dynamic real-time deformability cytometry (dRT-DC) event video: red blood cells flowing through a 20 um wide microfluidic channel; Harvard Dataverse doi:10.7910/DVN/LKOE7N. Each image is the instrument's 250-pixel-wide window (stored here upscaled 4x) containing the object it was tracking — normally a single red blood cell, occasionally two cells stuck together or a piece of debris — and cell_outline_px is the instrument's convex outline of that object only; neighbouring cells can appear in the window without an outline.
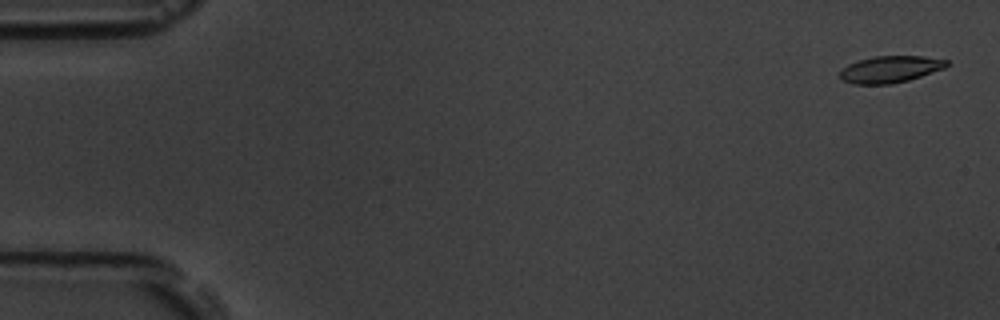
{"species": "common noctule bat (a hibernating species)", "species_latin": "Nyctalus noctula", "temperature_condition": "room temperature", "stored_images_in_passage": 54, "camera_frame_rate_fps": 3000, "um_per_image_px": 0.085, "animal": {"sex": "male", "body_mass_g": 19.5, "forearm_length_mm": 54.6}, "frame": {"image": 1, "passage_image": 2, "time_ms": 0.333, "image_size_px": [1000, 320], "cell_outline_px": [[948, 64], [944, 68], [908, 80], [892, 84], [852, 84], [844, 80], [840, 76], [840, 68], [848, 64], [860, 60], [876, 56], [924, 56], [948, 60]], "centroid_in_image_um": [75.65, 5.89], "position_along_channel_um": 9.4, "area_um2": 16.53}}
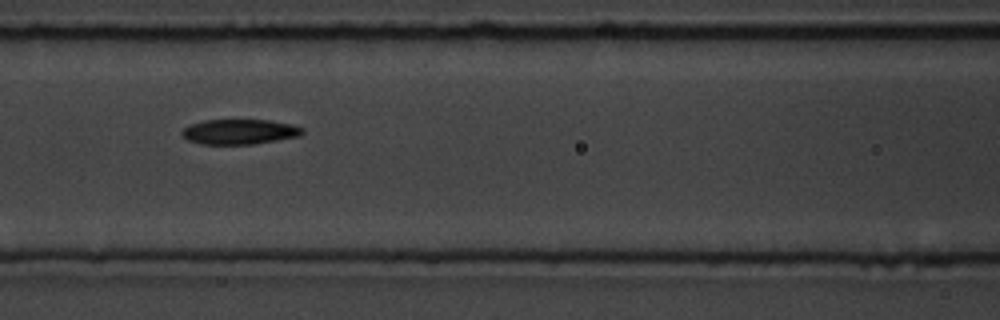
{"frame": {"image": 2, "passage_image": 24, "time_ms": 7.667, "image_size_px": [1000, 320], "cell_outline_px": [[304, 132], [300, 136], [252, 144], [200, 144], [188, 140], [180, 136], [180, 132], [188, 124], [204, 120], [268, 120], [292, 124], [304, 128]], "centroid_in_image_um": [20.32, 11.19], "position_along_channel_um": 146.3, "area_um2": 17.74}}
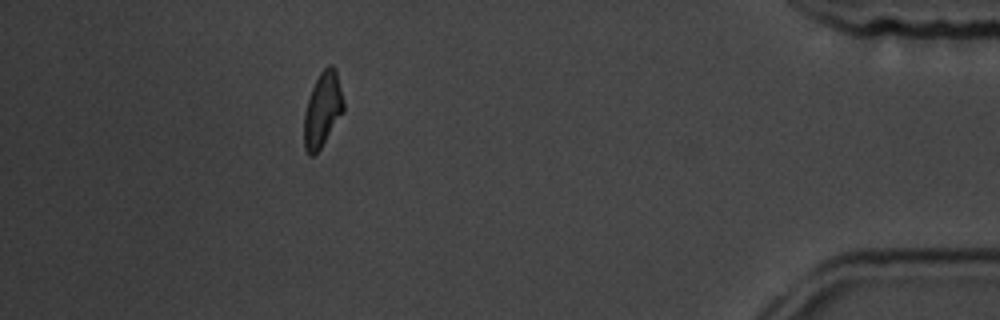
{"frame": {"image": 3, "passage_image": 49, "time_ms": 16.0, "image_size_px": [1000, 320], "cell_outline_px": [[344, 112], [320, 148], [312, 156], [308, 156], [304, 148], [304, 112], [312, 88], [320, 72], [328, 64], [332, 64], [336, 68], [344, 100]], "centroid_in_image_um": [27.43, 9.29], "position_along_channel_um": 407.8, "area_um2": 17.28}, "authors_computed_cell_mechanics": {"area_um2": 17.7446, "velocity_mm_per_s": 3.7712, "shape_relaxation_time_tau1_ms": 5.3944, "shape_relaxation_time_tau2_ms": 4.527, "deformation_change_tau1": 0.1684, "deformation_change_tau2": 0.1163}}